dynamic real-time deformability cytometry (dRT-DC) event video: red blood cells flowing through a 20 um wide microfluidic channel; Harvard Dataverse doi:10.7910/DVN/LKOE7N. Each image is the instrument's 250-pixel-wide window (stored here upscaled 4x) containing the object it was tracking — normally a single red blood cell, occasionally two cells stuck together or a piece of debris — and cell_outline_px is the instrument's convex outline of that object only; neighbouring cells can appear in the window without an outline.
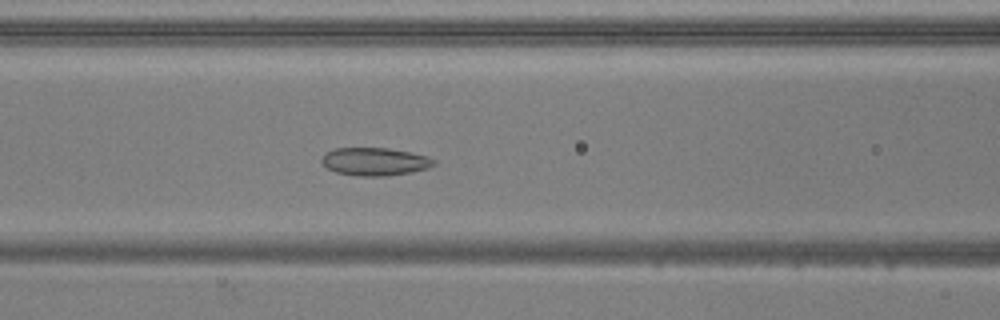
{"species": "common noctule bat (a hibernating species)", "species_latin": "Nyctalus noctula", "temperature_condition": "warm", "stored_images_in_passage": 52, "camera_frame_rate_fps": 3000, "um_per_image_px": 0.085, "animal": {"sex": "male", "body_mass_g": 20.5, "forearm_length_mm": 52.5}, "frame": {"image": 1, "passage_image": 22, "time_ms": 7.0, "image_size_px": [1000, 320], "cell_outline_px": [[436, 164], [428, 168], [412, 172], [388, 176], [360, 176], [336, 172], [328, 168], [320, 160], [324, 152], [336, 148], [388, 148], [428, 156], [436, 160]], "centroid_in_image_um": [31.87, 13.73], "position_along_channel_um": 134.7, "area_um2": 18.32}}
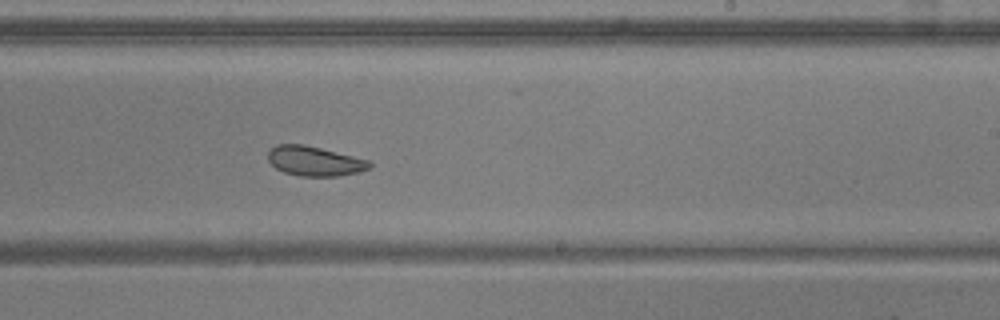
{"frame": {"image": 2, "passage_image": 32, "time_ms": 10.333, "image_size_px": [1000, 320], "cell_outline_px": [[372, 164], [368, 168], [360, 172], [340, 176], [300, 176], [284, 172], [276, 168], [268, 160], [268, 152], [276, 144], [304, 144], [368, 160]], "centroid_in_image_um": [26.72, 13.7], "position_along_channel_um": 262.3, "area_um2": 17.4}}
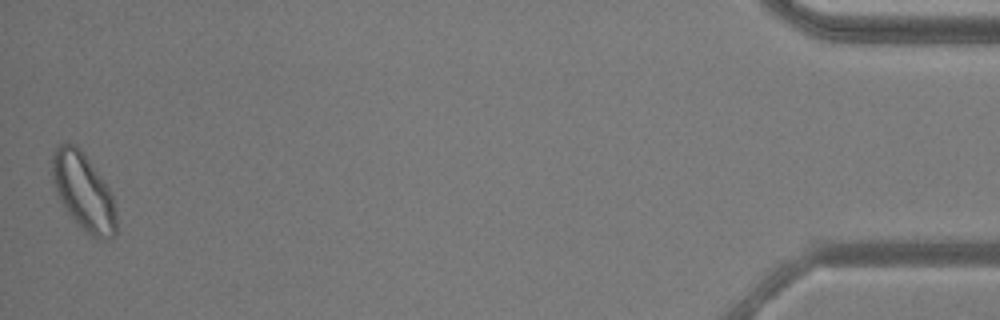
{"frame": {"image": 3, "passage_image": 52, "time_ms": 17.0, "image_size_px": [1000, 320], "cell_outline_px": [[116, 236], [108, 240], [100, 240], [88, 236], [84, 232], [64, 208], [60, 200], [52, 180], [52, 156], [56, 148], [60, 144], [76, 144], [84, 152], [108, 188], [112, 196], [116, 212]], "centroid_in_image_um": [7.11, 16.35], "position_along_channel_um": 428.1, "area_um2": 28.96}, "authors_computed_cell_mechanics": {"area_um2": 21.9062, "velocity_mm_per_s": 3.8275, "shape_relaxation_time_tau1_ms": 4.3137, "shape_relaxation_time_tau2_ms": 3.3698, "deformation_change_tau1": 0.0834, "deformation_change_tau2": 0.0819}}